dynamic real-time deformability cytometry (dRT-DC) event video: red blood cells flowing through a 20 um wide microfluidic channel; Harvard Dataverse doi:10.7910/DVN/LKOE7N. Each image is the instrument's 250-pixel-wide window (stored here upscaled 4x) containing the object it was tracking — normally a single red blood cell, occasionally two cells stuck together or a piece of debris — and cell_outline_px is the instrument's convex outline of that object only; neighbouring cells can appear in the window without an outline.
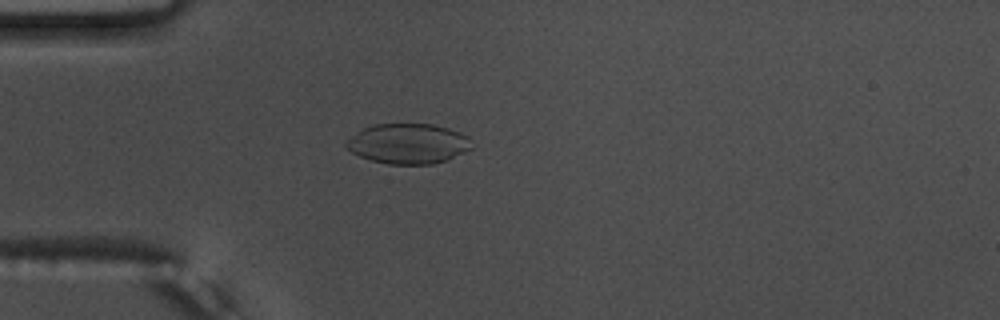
{"species": "common noctule bat (a hibernating species)", "species_latin": "Nyctalus noctula", "temperature_condition": "warm", "stored_images_in_passage": 54, "camera_frame_rate_fps": 3000, "um_per_image_px": 0.085, "animal": {"sex": "male", "body_mass_g": 17.5, "forearm_length_mm": 52.3}, "frame": {"image": 1, "passage_image": 15, "time_ms": 4.667, "image_size_px": [1000, 320], "cell_outline_px": [[472, 148], [448, 160], [432, 164], [388, 164], [372, 160], [360, 156], [352, 152], [344, 144], [348, 140], [364, 128], [372, 124], [432, 124], [448, 128], [460, 132], [468, 136]], "centroid_in_image_um": [34.72, 12.21], "position_along_channel_um": 50.3, "area_um2": 29.13}}
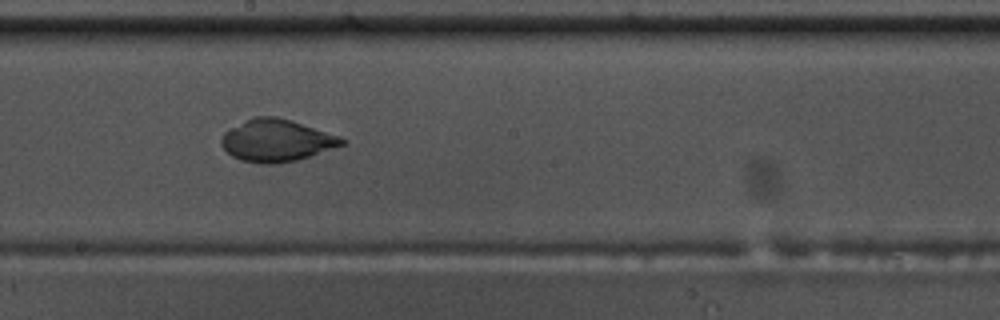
{"frame": {"image": 2, "passage_image": 30, "time_ms": 9.667, "image_size_px": [1000, 320], "cell_outline_px": [[348, 140], [344, 144], [296, 160], [276, 164], [260, 164], [240, 160], [232, 156], [220, 144], [220, 140], [224, 132], [228, 128], [244, 120], [256, 116], [276, 116], [340, 136]], "centroid_in_image_um": [23.45, 11.94], "position_along_channel_um": 224.8, "area_um2": 29.48}}
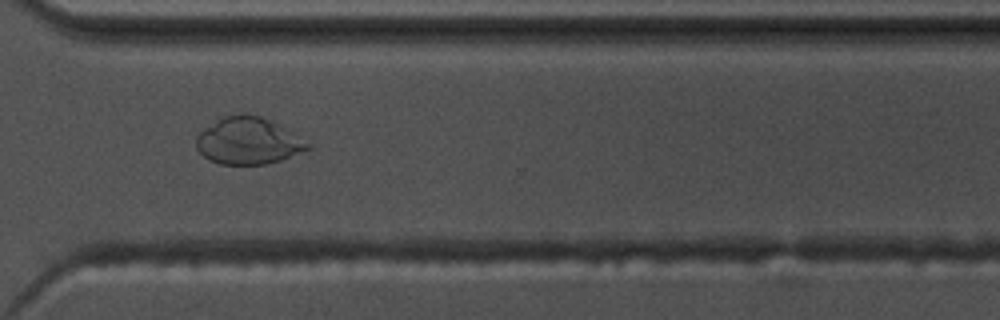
{"frame": {"image": 3, "passage_image": 40, "time_ms": 13.0, "image_size_px": [1000, 320], "cell_outline_px": [[312, 148], [280, 160], [264, 164], [220, 164], [208, 160], [196, 148], [196, 136], [204, 128], [224, 116], [244, 112], [260, 116], [292, 132], [312, 144]], "centroid_in_image_um": [21.09, 11.97], "position_along_channel_um": 349.5, "area_um2": 30.35}}